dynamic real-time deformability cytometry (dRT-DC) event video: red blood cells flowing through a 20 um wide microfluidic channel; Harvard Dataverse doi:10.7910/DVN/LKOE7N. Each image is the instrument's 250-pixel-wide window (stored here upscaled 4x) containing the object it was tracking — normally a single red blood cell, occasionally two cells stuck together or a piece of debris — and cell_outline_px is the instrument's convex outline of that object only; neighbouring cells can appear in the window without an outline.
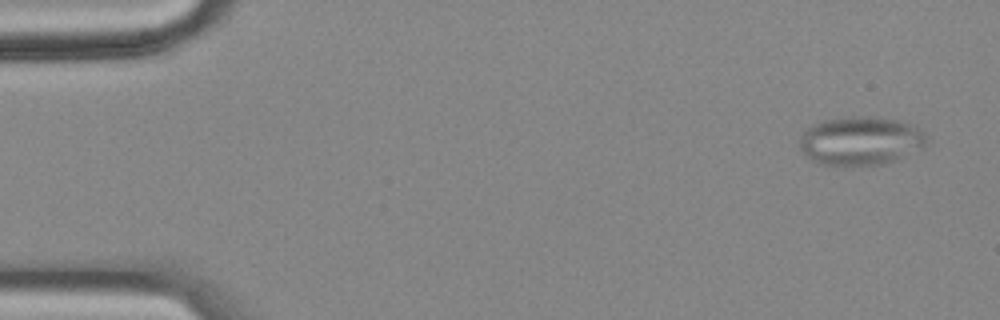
{"species": "common noctule bat (a hibernating species)", "species_latin": "Nyctalus noctula", "temperature_condition": "cold", "stored_images_in_passage": 57, "camera_frame_rate_fps": 3000, "um_per_image_px": 0.085, "animal": {"sex": "female", "body_mass_g": 18.4}, "frame": {"image": 1, "passage_image": 3, "time_ms": 0.667, "image_size_px": [1000, 320], "cell_outline_px": [[928, 140], [924, 144], [884, 164], [852, 168], [844, 168], [820, 164], [812, 160], [800, 148], [800, 136], [808, 128], [824, 120], [848, 116], [868, 116], [900, 120], [924, 132]], "centroid_in_image_um": [73.08, 12.0], "position_along_channel_um": 11.9, "area_um2": 35.95}}
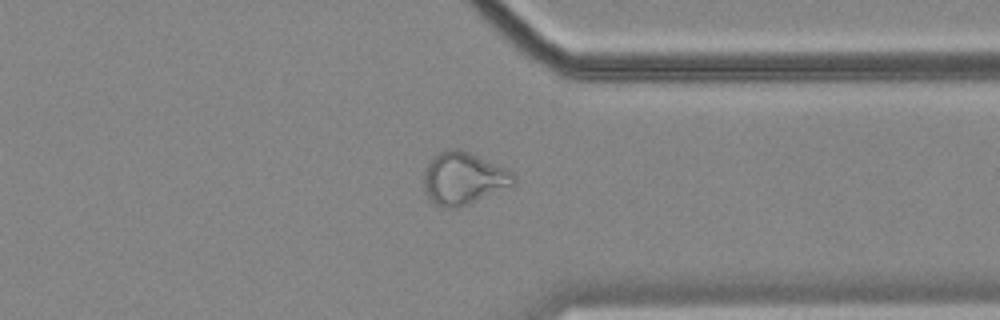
{"frame": {"image": 2, "passage_image": 44, "time_ms": 14.333, "image_size_px": [1000, 320], "cell_outline_px": [[516, 180], [512, 184], [468, 204], [456, 208], [444, 208], [436, 204], [424, 192], [424, 168], [440, 152], [448, 148], [456, 148], [468, 152], [504, 168], [512, 172], [516, 176]], "centroid_in_image_um": [39.35, 15.16], "position_along_channel_um": 372.1, "area_um2": 26.7}}
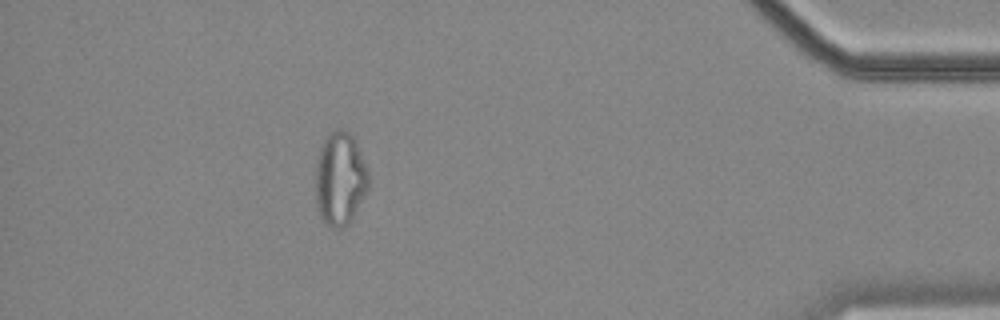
{"frame": {"image": 3, "passage_image": 51, "time_ms": 16.667, "image_size_px": [1000, 320], "cell_outline_px": [[368, 188], [348, 224], [344, 228], [332, 228], [320, 220], [316, 208], [316, 160], [320, 148], [328, 132], [336, 128], [344, 128], [356, 140], [368, 168]], "centroid_in_image_um": [28.88, 15.17], "position_along_channel_um": 406.3, "area_um2": 29.25}, "authors_computed_cell_mechanics": {"area_um2": 28.4954, "velocity_mm_per_s": 3.5058, "shape_relaxation_time_tau1_ms": null, "shape_relaxation_time_tau2_ms": 2.2647, "deformation_change_tau1": null, "deformation_change_tau2": 0.0885}}